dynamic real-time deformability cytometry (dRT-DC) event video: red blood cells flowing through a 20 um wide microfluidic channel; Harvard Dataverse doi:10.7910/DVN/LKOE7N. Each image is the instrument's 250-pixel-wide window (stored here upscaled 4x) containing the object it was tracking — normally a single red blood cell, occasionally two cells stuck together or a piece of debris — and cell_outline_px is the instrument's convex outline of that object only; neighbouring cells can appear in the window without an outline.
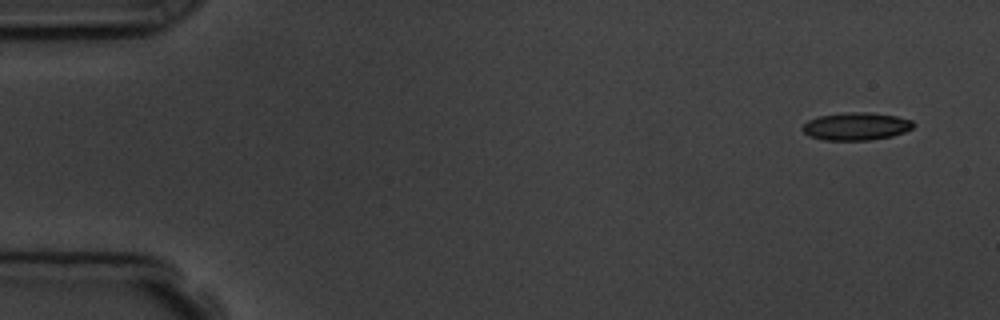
{"species": "common noctule bat (a hibernating species)", "species_latin": "Nyctalus noctula", "temperature_condition": "room temperature", "stored_images_in_passage": 2, "camera_frame_rate_fps": 3000, "um_per_image_px": 0.085, "animal": {"sex": "male", "body_mass_g": 19.5, "forearm_length_mm": 54.6}, "frame": {"image": 1, "passage_image": 2, "time_ms": 1.333, "image_size_px": [1000, 320], "cell_outline_px": [[916, 124], [912, 128], [904, 132], [892, 136], [872, 140], [824, 140], [808, 136], [800, 128], [808, 120], [820, 116], [848, 112], [868, 112], [896, 116], [912, 120]], "centroid_in_image_um": [72.77, 10.74], "position_along_channel_um": 12.2, "area_um2": 17.98}}